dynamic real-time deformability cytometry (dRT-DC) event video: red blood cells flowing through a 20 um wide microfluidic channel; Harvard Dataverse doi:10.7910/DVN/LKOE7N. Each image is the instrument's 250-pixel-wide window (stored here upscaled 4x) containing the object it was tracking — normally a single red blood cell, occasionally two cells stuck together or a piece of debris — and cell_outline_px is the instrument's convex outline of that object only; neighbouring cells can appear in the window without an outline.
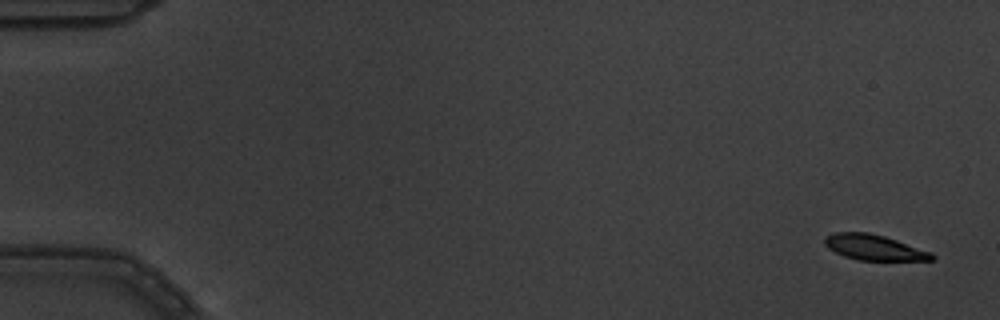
{"species": "common noctule bat (a hibernating species)", "species_latin": "Nyctalus noctula", "temperature_condition": "warm", "stored_images_in_passage": 10, "camera_frame_rate_fps": 3000, "um_per_image_px": 0.085, "animal": {"sex": "male", "body_mass_g": 19.5, "forearm_length_mm": 54.6}, "frame": {"image": 1, "passage_image": 1, "time_ms": 0.0, "image_size_px": [1000, 320], "cell_outline_px": [[936, 260], [860, 260], [844, 256], [828, 248], [824, 244], [824, 236], [836, 232], [868, 232], [884, 236], [932, 252], [936, 256]], "centroid_in_image_um": [74.3, 21.03], "position_along_channel_um": 10.7, "area_um2": 15.9}}
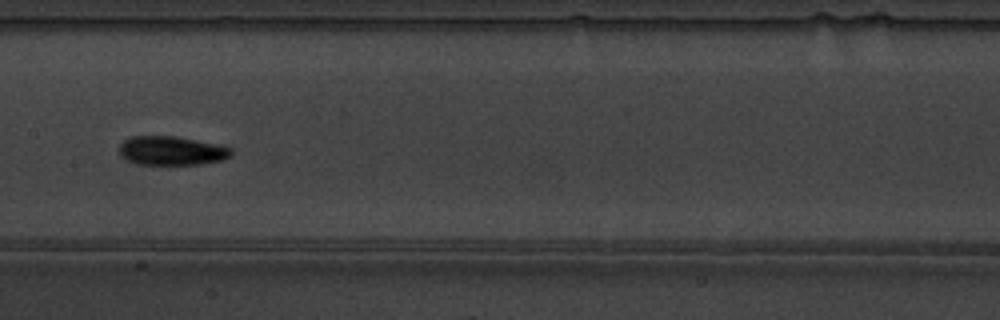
{"frame": {"image": 2, "passage_image": 9, "time_ms": 2.667, "image_size_px": [1000, 320], "cell_outline_px": [[232, 152], [224, 160], [204, 164], [136, 164], [124, 160], [120, 156], [120, 144], [124, 140], [132, 136], [176, 136], [216, 144], [232, 148]], "centroid_in_image_um": [14.55, 12.82], "position_along_channel_um": 192.8, "area_um2": 18.96}}
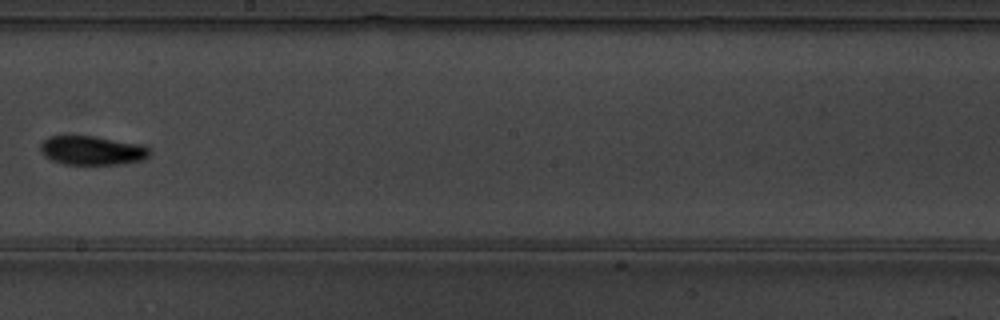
{"frame": {"image": 3, "passage_image": 10, "time_ms": 3.0, "image_size_px": [1000, 320], "cell_outline_px": [[152, 152], [144, 160], [124, 164], [64, 164], [52, 160], [44, 156], [40, 152], [40, 144], [48, 136], [96, 136], [144, 144], [152, 148]], "centroid_in_image_um": [7.89, 12.78], "position_along_channel_um": 240.3, "area_um2": 18.9}}